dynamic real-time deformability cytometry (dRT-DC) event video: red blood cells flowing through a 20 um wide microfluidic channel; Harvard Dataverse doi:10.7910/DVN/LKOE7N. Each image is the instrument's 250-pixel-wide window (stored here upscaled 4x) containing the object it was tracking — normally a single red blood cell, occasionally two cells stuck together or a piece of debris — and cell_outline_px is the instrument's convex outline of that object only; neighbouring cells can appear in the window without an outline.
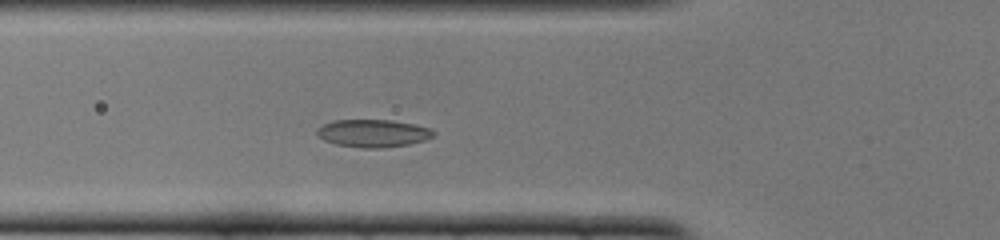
{"species": "common noctule bat (a hibernating species)", "species_latin": "Nyctalus noctula", "temperature_condition": "cold", "stored_images_in_passage": 43, "camera_frame_rate_fps": 3000, "um_per_image_px": 0.085, "animal": {"sex": "female", "body_mass_g": 22.0, "forearm_length_mm": 56.7}, "frame": {"image": 1, "passage_image": 10, "time_ms": 3.0, "image_size_px": [1000, 240], "cell_outline_px": [[436, 132], [432, 136], [424, 140], [408, 144], [380, 148], [364, 148], [336, 144], [324, 140], [316, 132], [324, 124], [332, 120], [392, 120], [416, 124], [428, 128]], "centroid_in_image_um": [31.72, 11.32], "position_along_channel_um": 94.1, "area_um2": 18.55}}
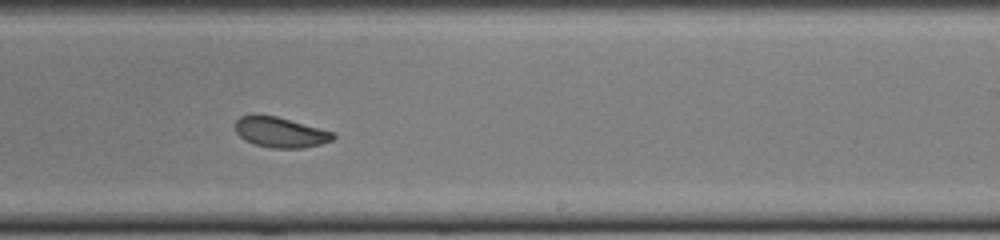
{"frame": {"image": 2, "passage_image": 23, "time_ms": 7.333, "image_size_px": [1000, 240], "cell_outline_px": [[336, 136], [332, 140], [320, 144], [304, 148], [272, 148], [252, 144], [244, 140], [236, 132], [236, 120], [240, 116], [276, 116], [336, 132]], "centroid_in_image_um": [23.87, 11.26], "position_along_channel_um": 265.1, "area_um2": 17.22}}
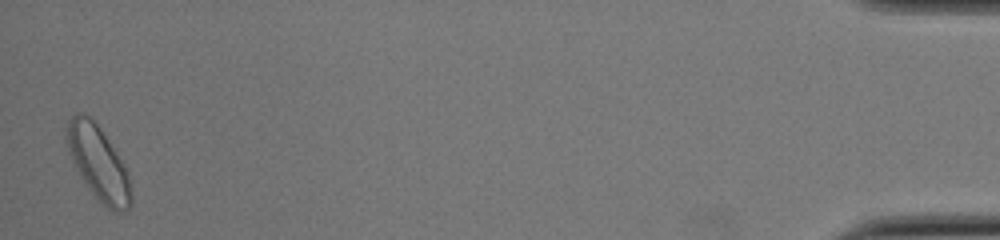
{"frame": {"image": 3, "passage_image": 42, "time_ms": 13.667, "image_size_px": [1000, 240], "cell_outline_px": [[132, 204], [124, 212], [112, 212], [92, 192], [84, 180], [72, 160], [68, 152], [64, 140], [64, 128], [68, 120], [76, 112], [84, 112], [100, 128], [120, 160], [128, 176], [132, 192]], "centroid_in_image_um": [8.31, 13.82], "position_along_channel_um": 426.9, "area_um2": 27.34}, "authors_computed_cell_mechanics": {"area_um2": 18.6116, "velocity_mm_per_s": 3.9667, "shape_relaxation_time_tau1_ms": 4.2393, "shape_relaxation_time_tau2_ms": 2.7616, "deformation_change_tau1": 0.1075, "deformation_change_tau2": 0.0648}}